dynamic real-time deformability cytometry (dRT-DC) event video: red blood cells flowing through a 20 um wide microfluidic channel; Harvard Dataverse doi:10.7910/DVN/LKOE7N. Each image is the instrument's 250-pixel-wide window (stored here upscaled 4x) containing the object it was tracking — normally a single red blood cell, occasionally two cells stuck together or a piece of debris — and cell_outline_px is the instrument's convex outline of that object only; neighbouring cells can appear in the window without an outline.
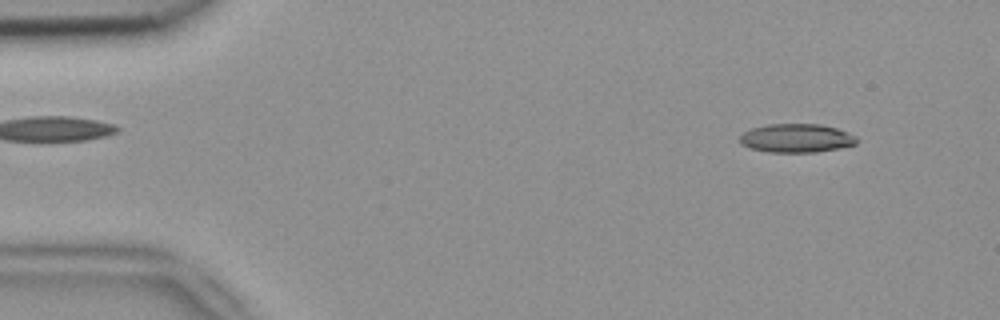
{"species": "common noctule bat (a hibernating species)", "species_latin": "Nyctalus noctula", "temperature_condition": "room temperature", "stored_images_in_passage": 4, "camera_frame_rate_fps": 3000, "um_per_image_px": 0.085, "animal": {"sex": "female", "body_mass_g": 18.4}, "frame": {"image": 1, "passage_image": 1, "time_ms": 0.0, "image_size_px": [1000, 320], "cell_outline_px": [[860, 140], [856, 144], [840, 148], [816, 152], [768, 152], [752, 148], [740, 144], [740, 136], [744, 132], [752, 128], [768, 124], [820, 124], [836, 128], [856, 136]], "centroid_in_image_um": [67.72, 11.74], "position_along_channel_um": 17.3, "area_um2": 19.54}}